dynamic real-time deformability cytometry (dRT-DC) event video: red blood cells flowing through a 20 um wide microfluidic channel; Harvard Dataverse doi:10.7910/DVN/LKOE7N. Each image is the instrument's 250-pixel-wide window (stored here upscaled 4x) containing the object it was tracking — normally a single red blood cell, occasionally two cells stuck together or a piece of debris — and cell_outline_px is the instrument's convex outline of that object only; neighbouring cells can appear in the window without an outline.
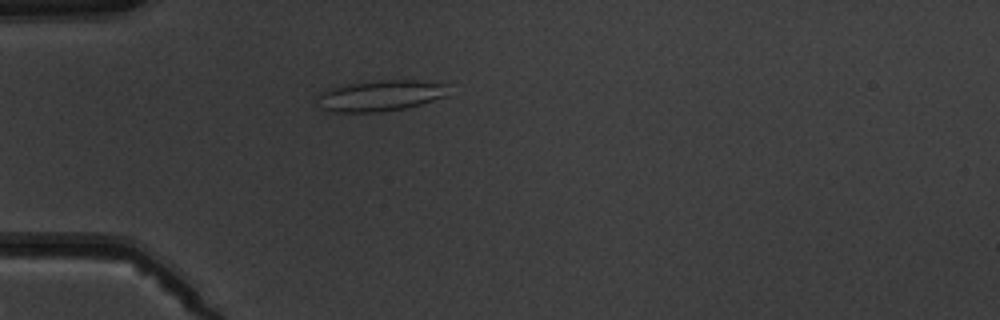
{"species": "common noctule bat (a hibernating species)", "species_latin": "Nyctalus noctula", "temperature_condition": "warm", "stored_images_in_passage": 5, "camera_frame_rate_fps": 3000, "um_per_image_px": 0.085, "animal": {"sex": "male", "body_mass_g": 19.5, "forearm_length_mm": 54.6}, "frame": {"image": 1, "passage_image": 3, "time_ms": 3.333, "image_size_px": [1000, 320], "cell_outline_px": [[448, 84], [444, 96], [420, 104], [404, 108], [380, 112], [332, 112], [320, 108], [316, 96], [320, 92], [328, 88], [348, 84], [376, 80], [416, 80]], "centroid_in_image_um": [32.25, 8.13], "position_along_channel_um": 52.8, "area_um2": 23.58}}
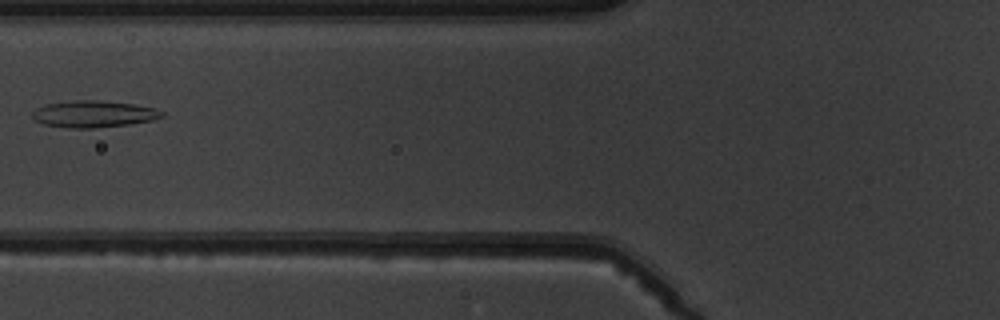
{"frame": {"image": 2, "passage_image": 5, "time_ms": 5.333, "image_size_px": [1000, 320], "cell_outline_px": [[168, 116], [152, 120], [128, 124], [92, 128], [68, 128], [44, 124], [36, 120], [32, 116], [32, 112], [36, 108], [44, 104], [72, 100], [100, 100], [132, 104], [156, 108], [164, 112]], "centroid_in_image_um": [7.98, 9.68], "position_along_channel_um": 117.8, "area_um2": 20.29}}